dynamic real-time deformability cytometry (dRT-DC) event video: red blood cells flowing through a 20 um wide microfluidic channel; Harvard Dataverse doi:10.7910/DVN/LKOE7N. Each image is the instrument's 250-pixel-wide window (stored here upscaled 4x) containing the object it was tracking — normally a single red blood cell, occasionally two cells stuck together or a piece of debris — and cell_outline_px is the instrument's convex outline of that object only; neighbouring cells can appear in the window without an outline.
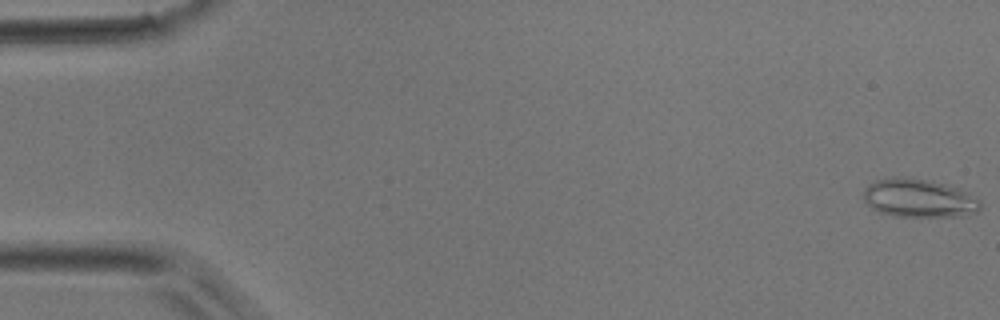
{"species": "common noctule bat (a hibernating species)", "species_latin": "Nyctalus noctula", "temperature_condition": "room temperature", "stored_images_in_passage": 44, "camera_frame_rate_fps": 3000, "um_per_image_px": 0.085, "animal": {"sex": "male", "body_mass_g": 17.9}, "frame": {"image": 1, "passage_image": 1, "time_ms": 0.0, "image_size_px": [1000, 320], "cell_outline_px": [[980, 212], [964, 216], [892, 216], [880, 212], [872, 208], [864, 200], [864, 188], [868, 184], [876, 180], [892, 176], [900, 176], [932, 180], [960, 188], [976, 196], [980, 200]], "centroid_in_image_um": [78.14, 16.83], "position_along_channel_um": 6.9, "area_um2": 26.65}}
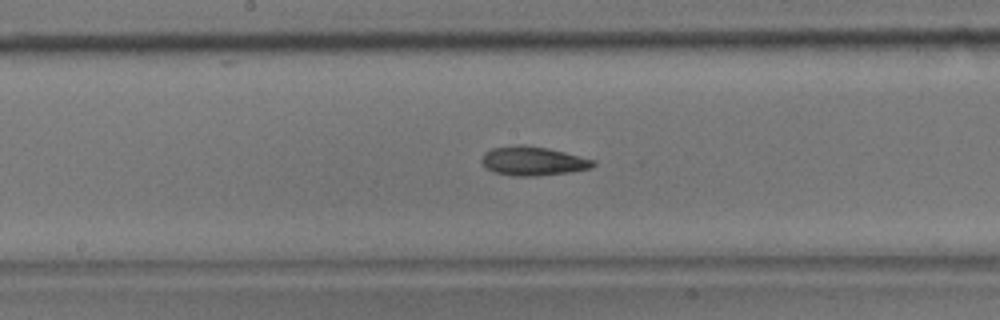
{"frame": {"image": 2, "passage_image": 23, "time_ms": 7.333, "image_size_px": [1000, 320], "cell_outline_px": [[596, 164], [592, 168], [568, 172], [536, 176], [512, 176], [496, 172], [488, 168], [480, 160], [484, 152], [492, 148], [520, 144], [524, 144], [548, 148], [596, 160]], "centroid_in_image_um": [45.32, 13.68], "position_along_channel_um": 202.9, "area_um2": 18.84}}
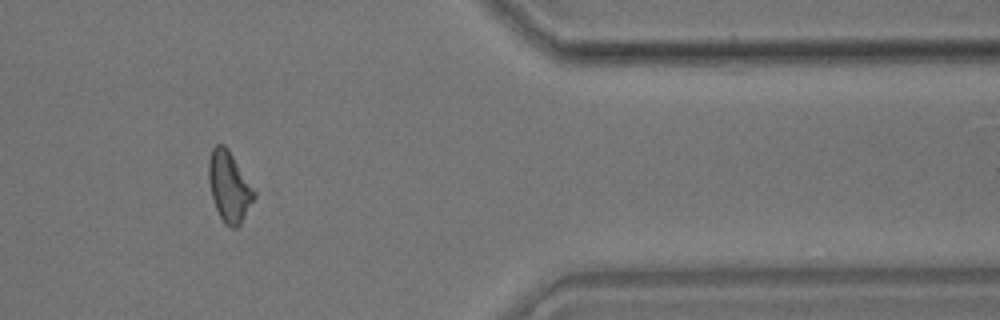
{"frame": {"image": 3, "passage_image": 37, "time_ms": 12.0, "image_size_px": [1000, 320], "cell_outline_px": [[256, 196], [240, 224], [236, 228], [232, 228], [224, 224], [216, 208], [212, 196], [208, 180], [208, 160], [212, 148], [216, 144], [224, 144], [228, 148], [256, 192]], "centroid_in_image_um": [19.47, 15.85], "position_along_channel_um": 391.9, "area_um2": 18.61}}